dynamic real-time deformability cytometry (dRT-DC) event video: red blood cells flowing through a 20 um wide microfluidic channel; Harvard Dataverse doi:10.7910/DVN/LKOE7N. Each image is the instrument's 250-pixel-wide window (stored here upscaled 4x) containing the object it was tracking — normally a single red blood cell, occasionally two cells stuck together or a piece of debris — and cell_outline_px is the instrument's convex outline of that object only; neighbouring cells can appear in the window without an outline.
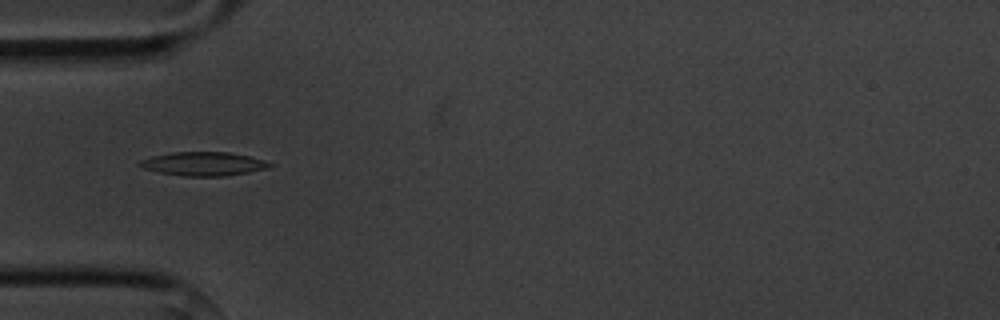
{"species": "common noctule bat (a hibernating species)", "species_latin": "Nyctalus noctula", "temperature_condition": "cold", "stored_images_in_passage": 7, "camera_frame_rate_fps": 3000, "um_per_image_px": 0.085, "animal": {"sex": "male", "body_mass_g": 20.1, "forearm_length_mm": 53.5}, "frame": {"image": 1, "passage_image": 3, "time_ms": 4.0, "image_size_px": [1000, 320], "cell_outline_px": [[272, 164], [268, 168], [248, 172], [224, 176], [184, 176], [160, 172], [144, 168], [136, 164], [140, 160], [152, 156], [172, 152], [228, 152], [248, 156], [264, 160]], "centroid_in_image_um": [17.27, 13.92], "position_along_channel_um": 67.7, "area_um2": 17.8}}
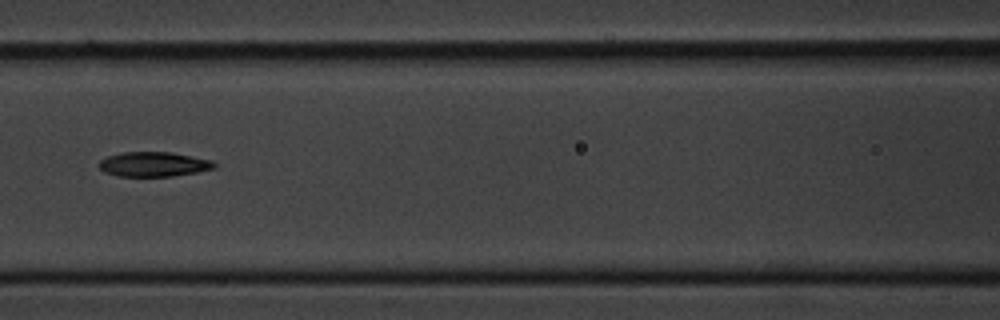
{"frame": {"image": 2, "passage_image": 5, "time_ms": 6.333, "image_size_px": [1000, 320], "cell_outline_px": [[216, 168], [196, 172], [172, 176], [116, 176], [104, 172], [96, 164], [100, 160], [108, 156], [120, 152], [172, 152], [212, 160], [216, 164]], "centroid_in_image_um": [13.03, 13.95], "position_along_channel_um": 153.6, "area_um2": 16.7}}
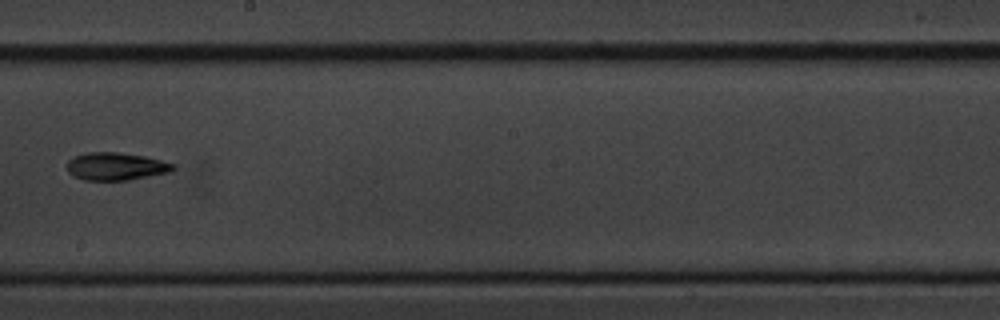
{"frame": {"image": 3, "passage_image": 7, "time_ms": 8.667, "image_size_px": [1000, 320], "cell_outline_px": [[176, 168], [168, 172], [128, 180], [84, 180], [72, 176], [68, 172], [68, 160], [76, 156], [88, 152], [116, 152], [144, 156], [176, 164]], "centroid_in_image_um": [9.84, 14.14], "position_along_channel_um": 238.4, "area_um2": 16.99}}